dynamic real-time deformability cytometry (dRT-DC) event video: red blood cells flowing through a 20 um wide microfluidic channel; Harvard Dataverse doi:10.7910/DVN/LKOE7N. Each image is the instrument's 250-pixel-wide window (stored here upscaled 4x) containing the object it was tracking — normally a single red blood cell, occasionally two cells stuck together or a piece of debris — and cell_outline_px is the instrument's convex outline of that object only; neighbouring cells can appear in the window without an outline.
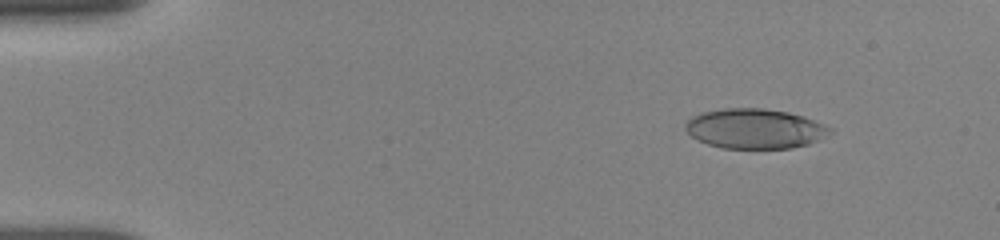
{"species": "human", "species_latin": "Homo sapiens", "temperature_condition": "room temperature", "stored_images_in_passage": 34, "camera_frame_rate_fps": 3000, "um_per_image_px": 0.085, "donor": {"sex": "female"}, "frame": {"image": 1, "passage_image": 5, "time_ms": 1.667, "image_size_px": [1000, 240], "cell_outline_px": [[832, 132], [808, 144], [792, 148], [720, 148], [708, 144], [692, 136], [684, 128], [684, 124], [692, 116], [700, 112], [724, 108], [764, 108], [788, 112], [804, 116], [824, 124], [832, 128]], "centroid_in_image_um": [64.14, 10.92], "position_along_channel_um": 20.9, "area_um2": 33.58}}
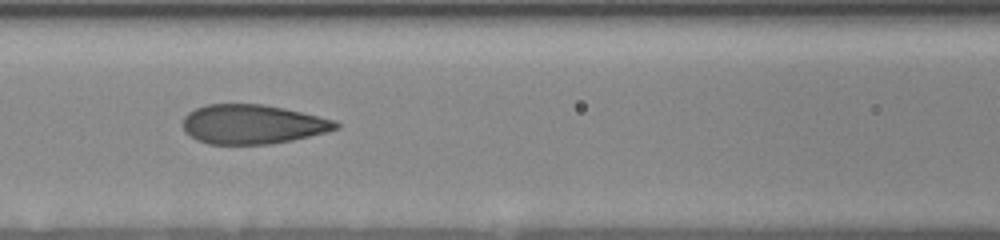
{"frame": {"image": 2, "passage_image": 18, "time_ms": 7.333, "image_size_px": [1000, 240], "cell_outline_px": [[340, 128], [292, 140], [272, 144], [208, 144], [196, 140], [184, 132], [184, 116], [188, 112], [196, 108], [208, 104], [264, 104], [284, 108], [336, 120], [340, 124]], "centroid_in_image_um": [21.46, 10.56], "position_along_channel_um": 145.1, "area_um2": 35.08}}
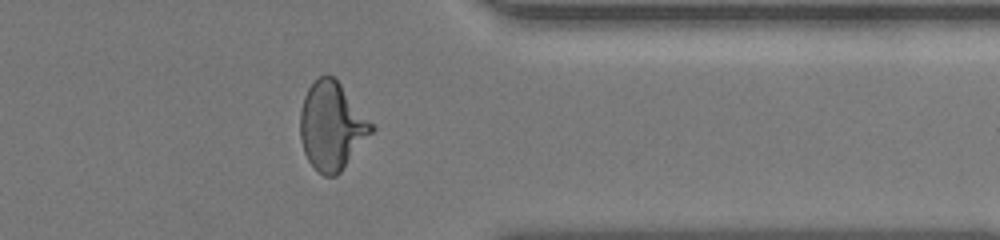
{"frame": {"image": 3, "passage_image": 29, "time_ms": 13.667, "image_size_px": [1000, 240], "cell_outline_px": [[376, 128], [340, 172], [336, 176], [324, 176], [308, 160], [304, 152], [300, 140], [300, 112], [304, 96], [308, 88], [320, 76], [332, 76], [340, 84]], "centroid_in_image_um": [28.19, 10.73], "position_along_channel_um": 383.2, "area_um2": 35.89}, "authors_computed_cell_mechanics": {"area_um2": 35.0846, "velocity_mm_per_s": 3.8837, "shape_relaxation_time_tau1_ms": 5.8673, "shape_relaxation_time_tau2_ms": null, "deformation_change_tau1": 0.197, "deformation_change_tau2": null}}